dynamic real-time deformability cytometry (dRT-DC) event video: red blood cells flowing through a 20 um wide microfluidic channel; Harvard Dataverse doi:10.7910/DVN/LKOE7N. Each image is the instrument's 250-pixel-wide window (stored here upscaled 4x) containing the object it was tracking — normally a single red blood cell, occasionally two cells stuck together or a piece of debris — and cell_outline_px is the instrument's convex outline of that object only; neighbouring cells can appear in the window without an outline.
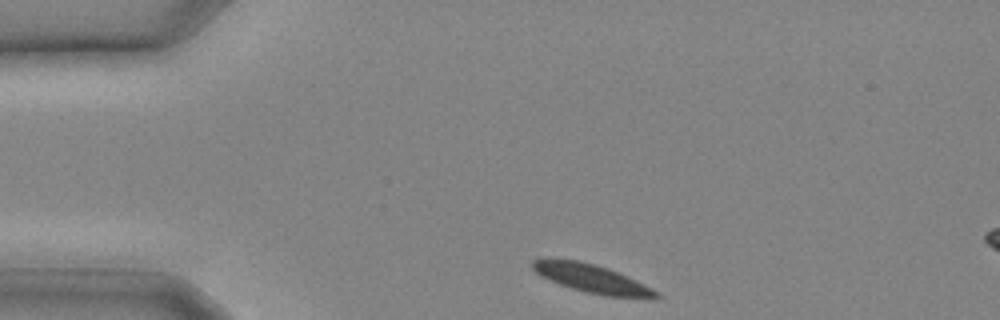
{"species": "common noctule bat (a hibernating species)", "species_latin": "Nyctalus noctula", "temperature_condition": "cold", "stored_images_in_passage": 4, "camera_frame_rate_fps": 3000, "um_per_image_px": 0.085, "animal": {"sex": "male", "body_mass_g": 20.4}, "frame": {"image": 1, "passage_image": 1, "time_ms": 0.0, "image_size_px": [1000, 320], "cell_outline_px": [[660, 296], [604, 296], [584, 292], [560, 284], [540, 276], [532, 268], [532, 260], [548, 256], [552, 256], [576, 260], [608, 268], [660, 292]], "centroid_in_image_um": [50.13, 23.62], "position_along_channel_um": 34.9, "area_um2": 20.17}}